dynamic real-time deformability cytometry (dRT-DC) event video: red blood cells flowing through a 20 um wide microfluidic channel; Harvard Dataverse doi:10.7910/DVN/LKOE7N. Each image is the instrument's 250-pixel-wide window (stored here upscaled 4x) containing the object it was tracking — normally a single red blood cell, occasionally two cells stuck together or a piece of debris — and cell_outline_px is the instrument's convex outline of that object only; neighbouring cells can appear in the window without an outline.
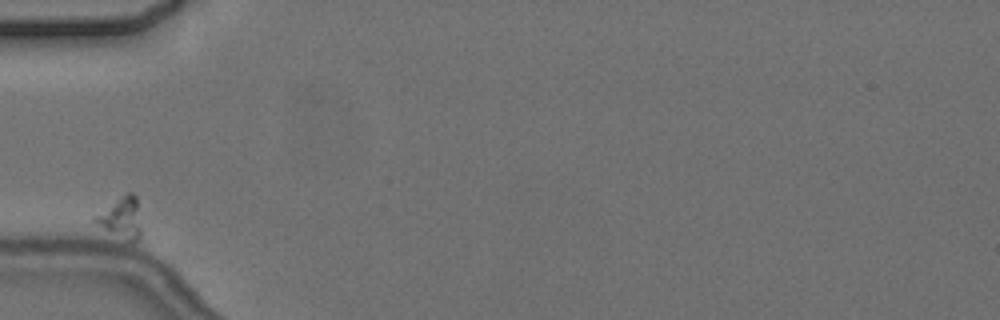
{"species": "common noctule bat (a hibernating species)", "species_latin": "Nyctalus noctula", "temperature_condition": "cold", "stored_images_in_passage": 3, "camera_frame_rate_fps": 3000, "um_per_image_px": 0.085, "animal": {"sex": "female", "body_mass_g": 24.6, "forearm_length_mm": 56.2}, "frame": {"image": 1, "passage_image": 1, "time_ms": 0.0, "image_size_px": [1000, 320], "cell_outline_px": [[140, 236], [136, 240], [128, 240], [96, 224], [92, 220], [96, 216], [128, 192], [132, 192], [136, 196], [140, 228]], "centroid_in_image_um": [10.33, 18.51], "position_along_channel_um": 74.7, "area_um2": 10.06}}
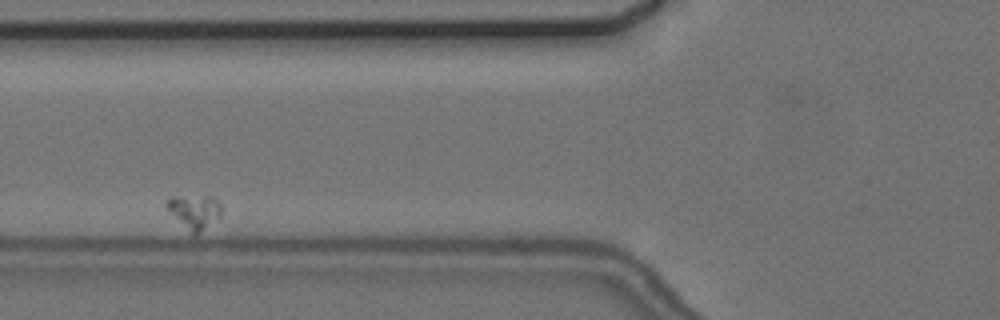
{"frame": {"image": 2, "passage_image": 2, "time_ms": 1.333, "image_size_px": [1000, 320], "cell_outline_px": [[220, 216], [196, 236], [192, 236], [164, 204], [164, 200], [172, 196], [216, 196], [220, 204]], "centroid_in_image_um": [16.52, 17.98], "position_along_channel_um": 109.3, "area_um2": 10.98}}